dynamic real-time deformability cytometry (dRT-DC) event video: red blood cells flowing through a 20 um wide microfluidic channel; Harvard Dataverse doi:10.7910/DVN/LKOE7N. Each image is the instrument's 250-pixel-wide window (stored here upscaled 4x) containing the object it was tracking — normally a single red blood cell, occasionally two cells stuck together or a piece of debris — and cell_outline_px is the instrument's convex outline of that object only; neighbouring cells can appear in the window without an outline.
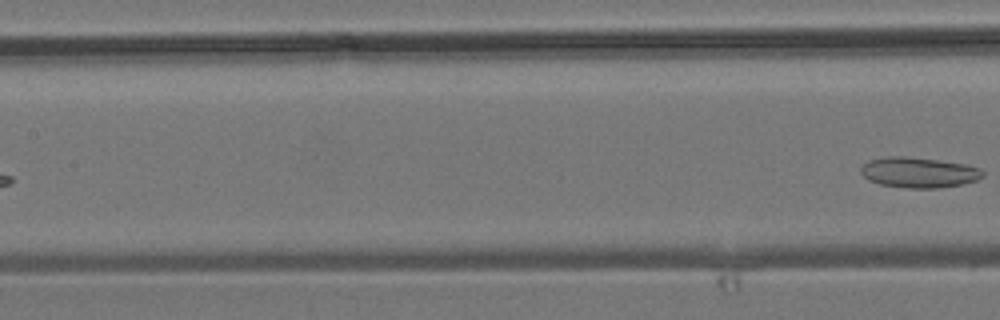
{"species": "common noctule bat (a hibernating species)", "species_latin": "Nyctalus noctula", "temperature_condition": "room temperature", "stored_images_in_passage": 8, "segment_of_instrument_passage": [2, 2], "camera_frame_rate_fps": 3000, "um_per_image_px": 0.085, "animal": {"sex": "male", "body_mass_g": 19.2, "forearm_length_mm": 51.8}, "frame": {"image": 1, "passage_image": 8, "time_ms": 8.0, "image_size_px": [1000, 320], "cell_outline_px": [[984, 176], [976, 180], [960, 184], [940, 188], [908, 188], [880, 184], [868, 180], [860, 172], [860, 168], [868, 160], [884, 156], [904, 156], [936, 160], [964, 164], [980, 168], [984, 172]], "centroid_in_image_um": [78.06, 14.65], "position_along_channel_um": 129.3, "area_um2": 21.56}}